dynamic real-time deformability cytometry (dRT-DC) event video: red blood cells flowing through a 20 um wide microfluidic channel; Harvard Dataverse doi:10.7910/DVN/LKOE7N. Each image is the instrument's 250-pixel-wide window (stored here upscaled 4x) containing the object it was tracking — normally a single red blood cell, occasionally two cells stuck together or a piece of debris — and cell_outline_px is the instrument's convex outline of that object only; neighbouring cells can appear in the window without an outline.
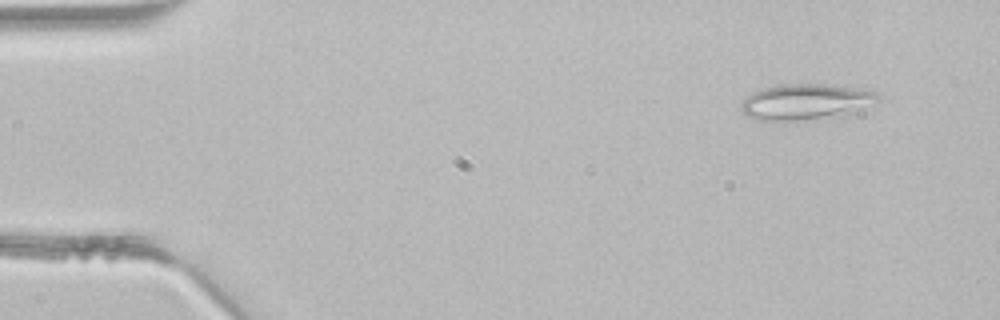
{"species": "common noctule bat (a hibernating species)", "species_latin": "Nyctalus noctula", "temperature_condition": "room temperature", "stored_images_in_passage": 4, "camera_frame_rate_fps": 3000, "um_per_image_px": 0.085, "animal": {"sex": "male", "body_mass_g": 21.5, "forearm_length_mm": 52.0}, "frame": {"image": 1, "passage_image": 4, "time_ms": 1.0, "image_size_px": [1000, 320], "cell_outline_px": [[880, 100], [856, 116], [796, 120], [756, 120], [748, 116], [740, 108], [740, 104], [752, 92], [764, 88], [780, 84], [824, 84], [872, 88], [880, 92]], "centroid_in_image_um": [68.71, 8.66], "position_along_channel_um": 16.3, "area_um2": 29.88}}